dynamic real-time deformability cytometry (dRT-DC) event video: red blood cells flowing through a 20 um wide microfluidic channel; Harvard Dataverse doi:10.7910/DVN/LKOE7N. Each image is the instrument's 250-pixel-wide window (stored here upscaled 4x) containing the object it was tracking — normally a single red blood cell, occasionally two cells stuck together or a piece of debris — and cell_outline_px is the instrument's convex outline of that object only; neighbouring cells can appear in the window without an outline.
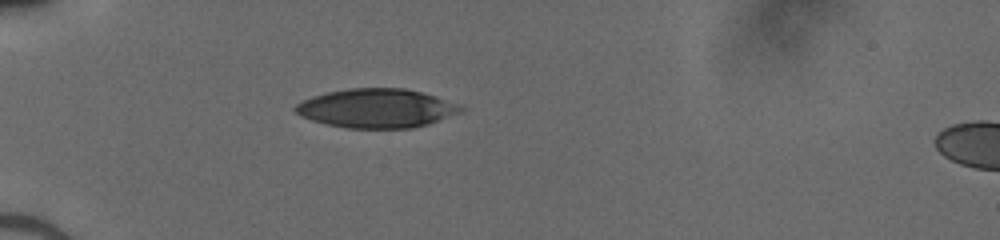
{"species": "human", "species_latin": "Homo sapiens", "temperature_condition": "cold", "stored_images_in_passage": 35, "camera_frame_rate_fps": 3000, "um_per_image_px": 0.085, "donor": {"sex": "male"}, "frame": {"image": 1, "passage_image": 1, "time_ms": 0.0, "image_size_px": [1000, 240], "cell_outline_px": [[464, 112], [428, 124], [412, 128], [348, 128], [328, 124], [312, 120], [300, 116], [292, 108], [296, 104], [312, 96], [328, 92], [348, 88], [404, 88], [436, 96], [464, 104]], "centroid_in_image_um": [32.07, 9.2], "position_along_channel_um": 52.9, "area_um2": 37.86}}
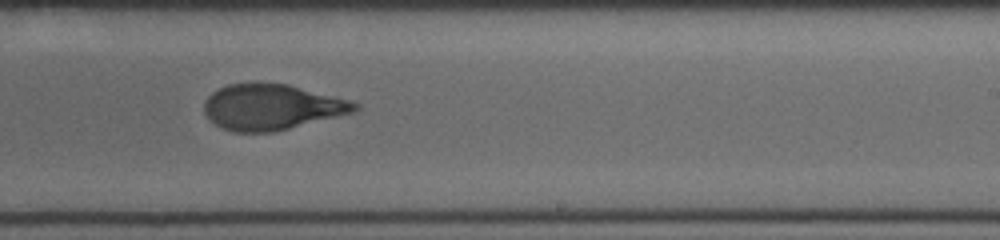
{"frame": {"image": 2, "passage_image": 18, "time_ms": 5.667, "image_size_px": [1000, 240], "cell_outline_px": [[360, 108], [356, 112], [272, 132], [232, 132], [216, 124], [204, 112], [204, 104], [208, 96], [212, 92], [228, 84], [252, 80], [256, 80], [288, 84], [352, 100], [360, 104]], "centroid_in_image_um": [23.12, 9.06], "position_along_channel_um": 265.9, "area_um2": 40.69}}
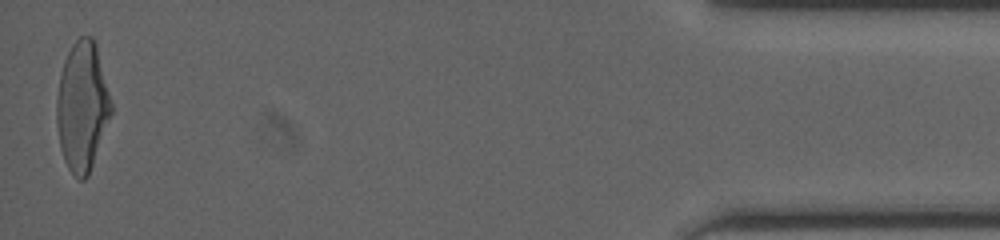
{"frame": {"image": 3, "passage_image": 35, "time_ms": 11.333, "image_size_px": [1000, 240], "cell_outline_px": [[112, 112], [88, 176], [84, 180], [80, 180], [68, 168], [64, 160], [60, 148], [56, 124], [56, 96], [60, 76], [64, 60], [72, 44], [80, 36], [92, 36], [96, 44], [112, 104]], "centroid_in_image_um": [6.97, 9.04], "position_along_channel_um": 428.2, "area_um2": 40.92}}